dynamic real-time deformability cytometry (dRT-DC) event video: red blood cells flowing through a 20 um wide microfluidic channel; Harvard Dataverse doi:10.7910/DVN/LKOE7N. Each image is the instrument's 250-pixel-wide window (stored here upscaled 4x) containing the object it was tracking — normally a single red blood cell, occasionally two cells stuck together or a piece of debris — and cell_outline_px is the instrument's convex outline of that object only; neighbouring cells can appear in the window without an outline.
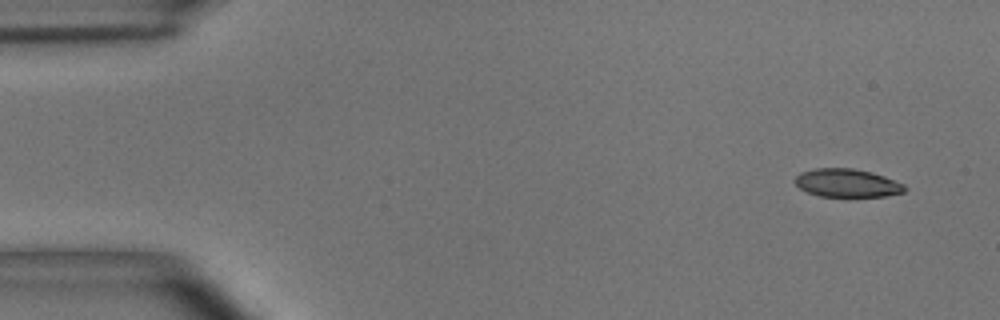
{"species": "common noctule bat (a hibernating species)", "species_latin": "Nyctalus noctula", "temperature_condition": "room temperature", "stored_images_in_passage": 52, "camera_frame_rate_fps": 3000, "um_per_image_px": 0.085, "animal": {"sex": "male", "body_mass_g": 15.6}, "frame": {"image": 1, "passage_image": 1, "time_ms": 0.0, "image_size_px": [1000, 320], "cell_outline_px": [[908, 188], [904, 192], [884, 196], [848, 200], [820, 196], [808, 192], [800, 188], [792, 180], [800, 172], [816, 168], [852, 168], [872, 172], [884, 176], [904, 184]], "centroid_in_image_um": [72.01, 15.6], "position_along_channel_um": 13.0, "area_um2": 18.96}}
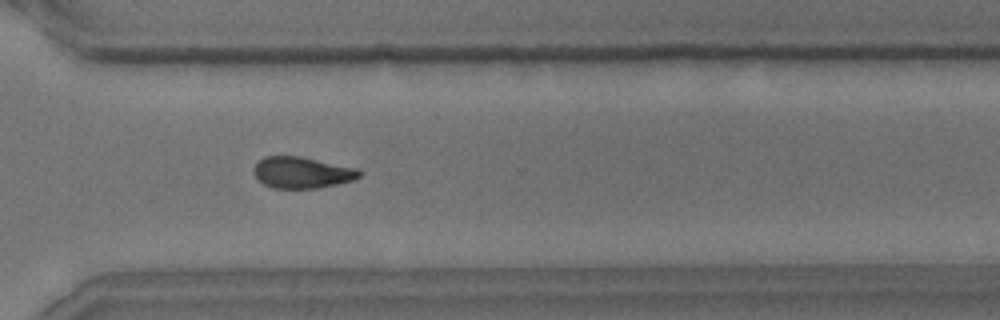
{"frame": {"image": 2, "passage_image": 37, "time_ms": 12.0, "image_size_px": [1000, 320], "cell_outline_px": [[360, 176], [352, 180], [336, 184], [316, 188], [272, 188], [264, 184], [256, 176], [256, 164], [264, 156], [300, 156], [356, 168], [360, 172]], "centroid_in_image_um": [25.67, 14.66], "position_along_channel_um": 344.9, "area_um2": 18.84}}
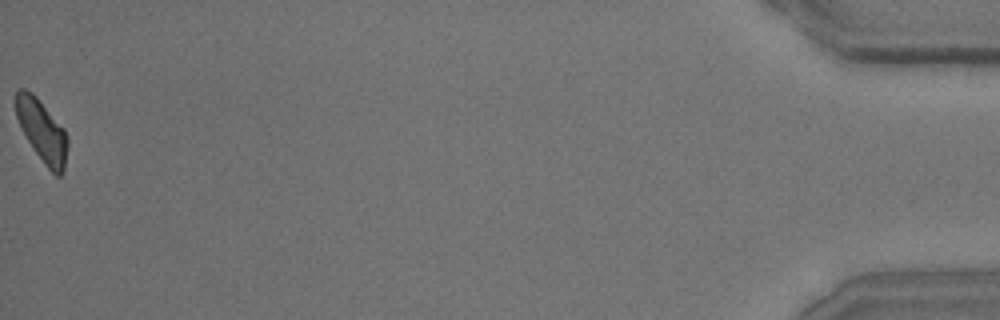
{"frame": {"image": 3, "passage_image": 52, "time_ms": 17.0, "image_size_px": [1000, 320], "cell_outline_px": [[68, 144], [64, 172], [60, 176], [56, 176], [44, 164], [20, 128], [16, 116], [16, 92], [20, 88], [24, 88], [32, 92], [36, 96], [64, 128], [68, 136]], "centroid_in_image_um": [3.59, 11.13], "position_along_channel_um": 431.6, "area_um2": 18.73}, "authors_computed_cell_mechanics": {"area_um2": 19.5364, "velocity_mm_per_s": 3.6769, "shape_relaxation_time_tau1_ms": 5.6028, "shape_relaxation_time_tau2_ms": 5.0777, "deformation_change_tau1": 0.1668, "deformation_change_tau2": 0.1265}}